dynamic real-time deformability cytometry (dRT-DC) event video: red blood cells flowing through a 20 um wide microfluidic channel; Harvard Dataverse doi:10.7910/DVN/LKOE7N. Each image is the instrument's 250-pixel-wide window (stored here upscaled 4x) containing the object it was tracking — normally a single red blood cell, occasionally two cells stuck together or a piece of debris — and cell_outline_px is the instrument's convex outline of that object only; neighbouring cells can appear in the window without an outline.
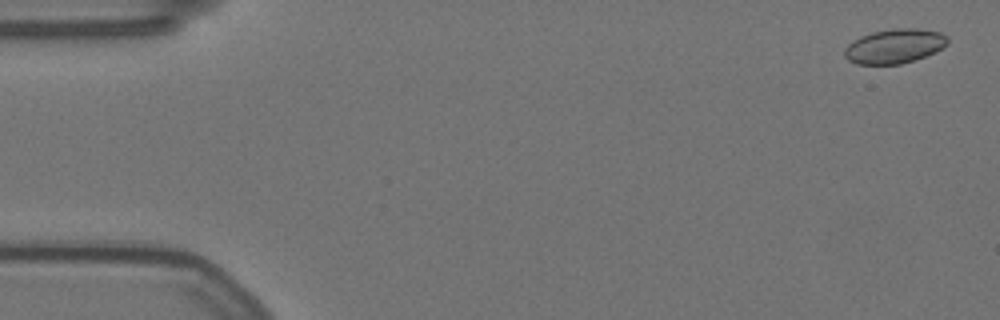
{"species": "Egyptian fruit bat (a non-hibernating species)", "species_latin": "Rousettus aegyptiacus", "temperature_condition": "warm", "stored_images_in_passage": 58, "camera_frame_rate_fps": 3000, "um_per_image_px": 0.085, "animal": {"sex": "female"}, "frame": {"image": 1, "passage_image": 2, "time_ms": 0.333, "image_size_px": [1000, 320], "cell_outline_px": [[948, 44], [924, 56], [900, 64], [856, 64], [848, 60], [844, 56], [844, 48], [852, 40], [860, 36], [872, 32], [892, 28], [916, 28], [940, 32], [948, 36]], "centroid_in_image_um": [75.99, 3.91], "position_along_channel_um": 9.0, "area_um2": 20.63}}
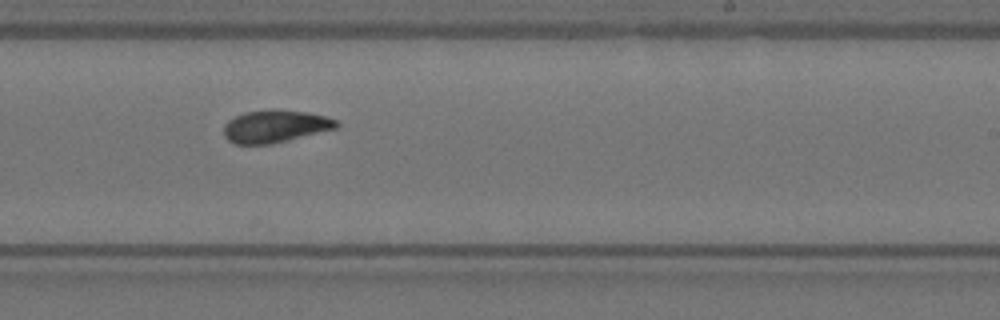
{"frame": {"image": 2, "passage_image": 35, "time_ms": 11.333, "image_size_px": [1000, 320], "cell_outline_px": [[340, 124], [336, 128], [272, 144], [236, 144], [228, 140], [224, 136], [224, 124], [228, 120], [244, 112], [272, 108], [276, 108], [308, 112], [324, 116], [336, 120]], "centroid_in_image_um": [23.37, 10.72], "position_along_channel_um": 265.6, "area_um2": 21.5}}
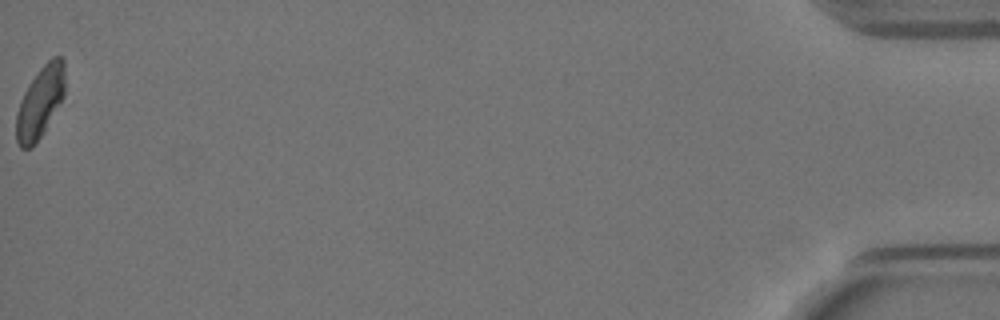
{"frame": {"image": 3, "passage_image": 58, "time_ms": 19.0, "image_size_px": [1000, 320], "cell_outline_px": [[64, 96], [44, 132], [28, 148], [20, 148], [16, 140], [16, 112], [20, 100], [28, 84], [40, 68], [52, 56], [60, 56], [64, 60]], "centroid_in_image_um": [3.4, 8.66], "position_along_channel_um": 431.8, "area_um2": 20.11}, "authors_computed_cell_mechanics": {"area_um2": 21.1837, "velocity_mm_per_s": 3.5056, "shape_relaxation_time_tau1_ms": 11.1834, "shape_relaxation_time_tau2_ms": 2.6854, "deformation_change_tau1": 0.2355, "deformation_change_tau2": 0.0739}}